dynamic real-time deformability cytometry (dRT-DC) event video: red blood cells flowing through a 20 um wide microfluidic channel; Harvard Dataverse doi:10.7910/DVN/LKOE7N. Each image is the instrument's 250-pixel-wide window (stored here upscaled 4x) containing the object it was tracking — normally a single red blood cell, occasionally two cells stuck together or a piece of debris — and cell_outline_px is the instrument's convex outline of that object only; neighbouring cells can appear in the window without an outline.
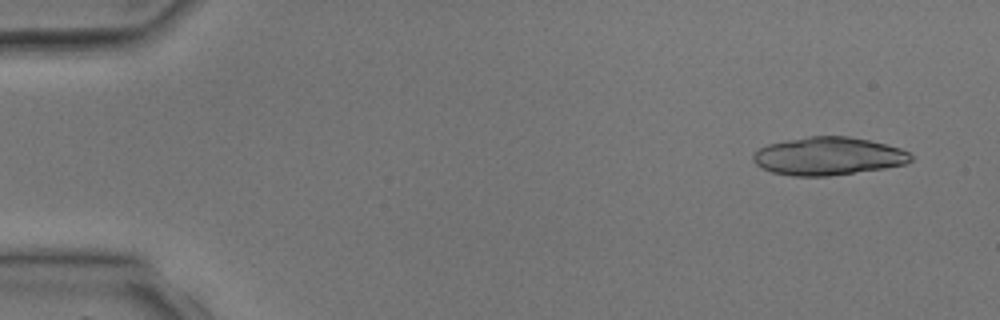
{"species": "common noctule bat (a hibernating species)", "species_latin": "Nyctalus noctula", "temperature_condition": "room temperature", "stored_images_in_passage": 4, "camera_frame_rate_fps": 3000, "um_per_image_px": 0.085, "animal": {"sex": "male", "body_mass_g": 17.9, "forearm_length_mm": 54.2}, "frame": {"image": 1, "passage_image": 1, "time_ms": 0.0, "image_size_px": [1000, 320], "cell_outline_px": [[912, 160], [908, 164], [884, 168], [828, 176], [792, 176], [772, 172], [756, 164], [752, 160], [752, 156], [760, 148], [768, 144], [808, 136], [848, 136], [868, 140], [900, 148], [908, 152], [912, 156]], "centroid_in_image_um": [70.41, 13.27], "position_along_channel_um": 14.6, "area_um2": 34.74}}
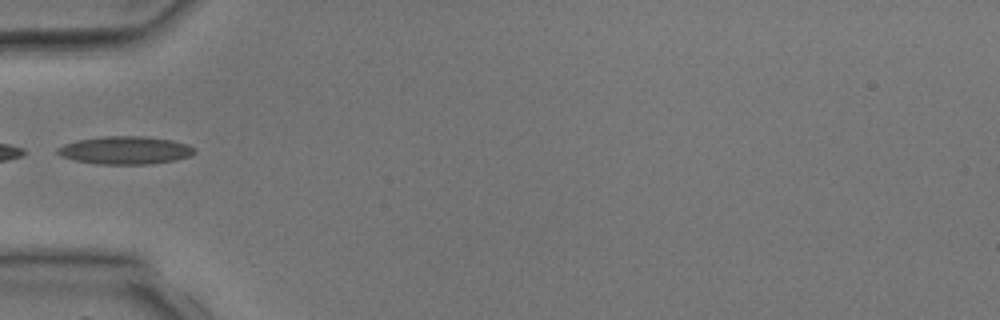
{"frame": {"image": 2, "passage_image": 4, "time_ms": 3.667, "image_size_px": [1000, 320], "cell_outline_px": [[196, 152], [192, 156], [176, 160], [152, 164], [96, 164], [76, 160], [60, 156], [56, 152], [56, 148], [64, 144], [76, 140], [104, 136], [144, 136], [172, 140], [188, 144], [196, 148]], "centroid_in_image_um": [10.68, 12.77], "position_along_channel_um": 74.3, "area_um2": 22.54}}